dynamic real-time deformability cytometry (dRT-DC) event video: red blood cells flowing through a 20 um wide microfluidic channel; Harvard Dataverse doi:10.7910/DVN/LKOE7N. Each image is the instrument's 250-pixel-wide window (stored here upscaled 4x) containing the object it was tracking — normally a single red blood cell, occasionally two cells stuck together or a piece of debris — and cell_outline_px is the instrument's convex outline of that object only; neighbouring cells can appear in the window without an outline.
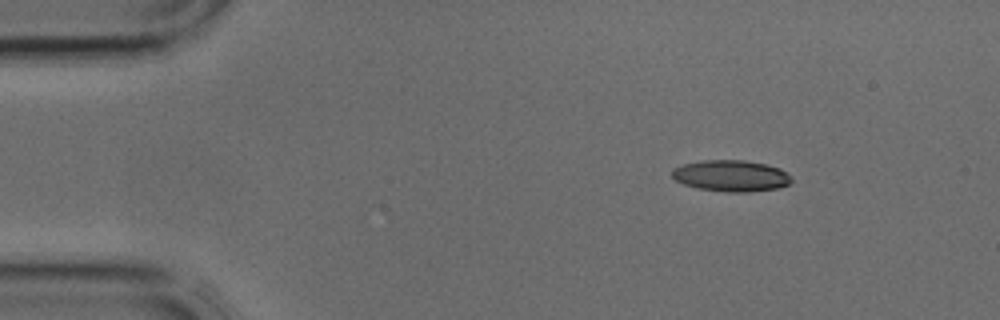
{"species": "common noctule bat (a hibernating species)", "species_latin": "Nyctalus noctula", "temperature_condition": "cold", "stored_images_in_passage": 3, "camera_frame_rate_fps": 3000, "um_per_image_px": 0.085, "animal": {"sex": "male", "body_mass_g": 17.9, "forearm_length_mm": 54.2}, "frame": {"image": 1, "passage_image": 1, "time_ms": 0.0, "image_size_px": [1000, 320], "cell_outline_px": [[792, 180], [788, 184], [776, 188], [748, 192], [724, 192], [700, 188], [684, 184], [676, 180], [672, 176], [672, 168], [684, 164], [700, 160], [744, 160], [768, 164], [780, 168], [788, 172], [792, 176]], "centroid_in_image_um": [62.17, 14.93], "position_along_channel_um": 22.8, "area_um2": 21.91}}
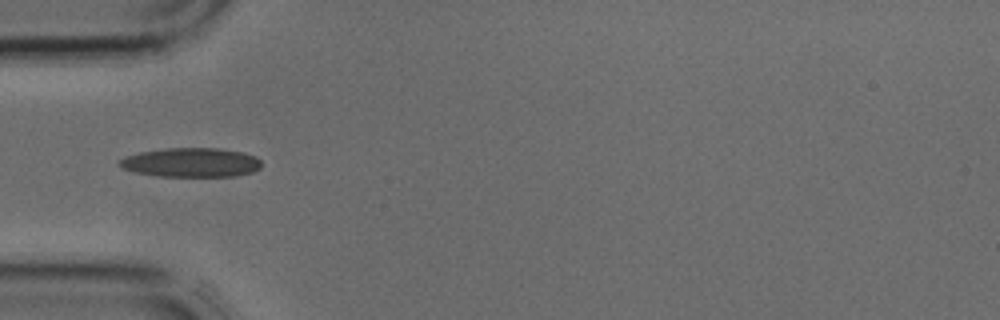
{"frame": {"image": 2, "passage_image": 3, "time_ms": 0.667, "image_size_px": [1000, 320], "cell_outline_px": [[260, 168], [252, 172], [236, 176], [160, 176], [136, 172], [120, 168], [120, 160], [128, 156], [140, 152], [164, 148], [216, 148], [244, 152], [256, 156], [260, 160]], "centroid_in_image_um": [16.28, 13.81], "position_along_channel_um": 68.7, "area_um2": 24.04}}